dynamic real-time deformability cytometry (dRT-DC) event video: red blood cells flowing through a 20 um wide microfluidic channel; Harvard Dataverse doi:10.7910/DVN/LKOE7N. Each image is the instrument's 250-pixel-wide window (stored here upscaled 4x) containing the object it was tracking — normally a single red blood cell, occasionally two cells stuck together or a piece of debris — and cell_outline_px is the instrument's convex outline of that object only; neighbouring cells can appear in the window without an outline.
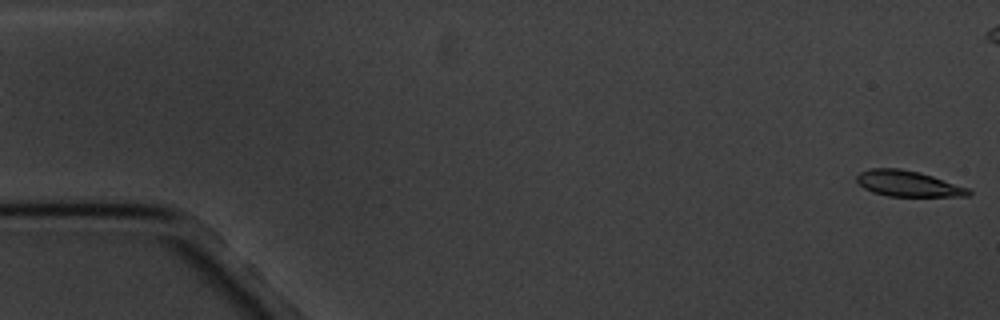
{"species": "common noctule bat (a hibernating species)", "species_latin": "Nyctalus noctula", "temperature_condition": "cold", "stored_images_in_passage": 6, "segment_of_instrument_passage": [2, 2], "camera_frame_rate_fps": 3000, "um_per_image_px": 0.085, "animal": {"sex": "male", "body_mass_g": 20.1, "forearm_length_mm": 53.5}, "frame": {"image": 1, "passage_image": 6, "time_ms": 5.667, "image_size_px": [1000, 320], "cell_outline_px": [[972, 192], [968, 196], [888, 196], [872, 192], [864, 188], [856, 180], [856, 176], [860, 172], [872, 168], [900, 168], [920, 172], [968, 188]], "centroid_in_image_um": [77.16, 15.6], "position_along_channel_um": 7.8, "area_um2": 16.7}}